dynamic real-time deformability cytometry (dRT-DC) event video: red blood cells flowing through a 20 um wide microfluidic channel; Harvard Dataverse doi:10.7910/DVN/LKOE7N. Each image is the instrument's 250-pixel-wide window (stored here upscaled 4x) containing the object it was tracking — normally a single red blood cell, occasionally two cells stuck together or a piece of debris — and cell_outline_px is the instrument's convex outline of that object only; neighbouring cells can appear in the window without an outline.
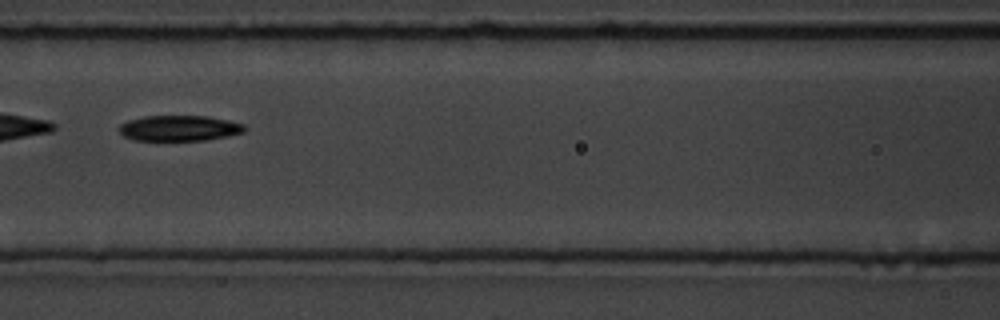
{"species": "common noctule bat (a hibernating species)", "species_latin": "Nyctalus noctula", "temperature_condition": "room temperature", "stored_images_in_passage": 5, "camera_frame_rate_fps": 3000, "um_per_image_px": 0.085, "animal": {"sex": "male", "body_mass_g": 19.5, "forearm_length_mm": 54.6}, "frame": {"image": 1, "passage_image": 3, "time_ms": 2.333, "image_size_px": [1000, 320], "cell_outline_px": [[248, 128], [244, 132], [228, 136], [204, 140], [132, 140], [124, 136], [116, 128], [120, 124], [128, 120], [144, 116], [208, 116], [228, 120], [244, 124]], "centroid_in_image_um": [15.23, 10.89], "position_along_channel_um": 151.4, "area_um2": 18.84}}
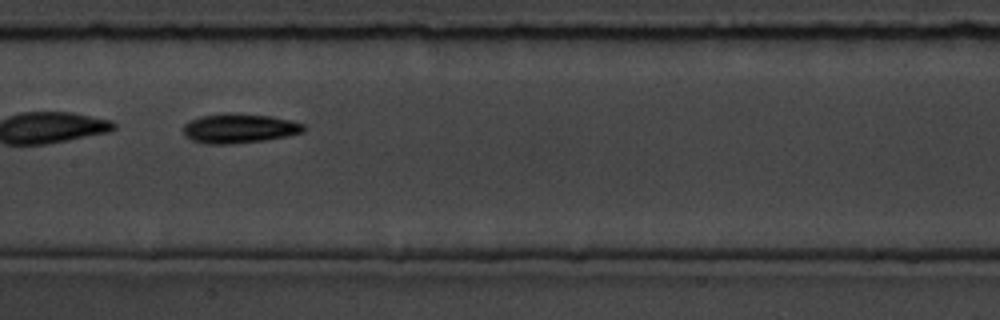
{"frame": {"image": 2, "passage_image": 4, "time_ms": 3.333, "image_size_px": [1000, 320], "cell_outline_px": [[308, 128], [304, 132], [288, 136], [264, 140], [228, 144], [204, 144], [192, 140], [184, 136], [184, 124], [200, 116], [228, 112], [236, 112], [272, 116], [304, 124]], "centroid_in_image_um": [20.35, 10.9], "position_along_channel_um": 187.0, "area_um2": 20.92}}